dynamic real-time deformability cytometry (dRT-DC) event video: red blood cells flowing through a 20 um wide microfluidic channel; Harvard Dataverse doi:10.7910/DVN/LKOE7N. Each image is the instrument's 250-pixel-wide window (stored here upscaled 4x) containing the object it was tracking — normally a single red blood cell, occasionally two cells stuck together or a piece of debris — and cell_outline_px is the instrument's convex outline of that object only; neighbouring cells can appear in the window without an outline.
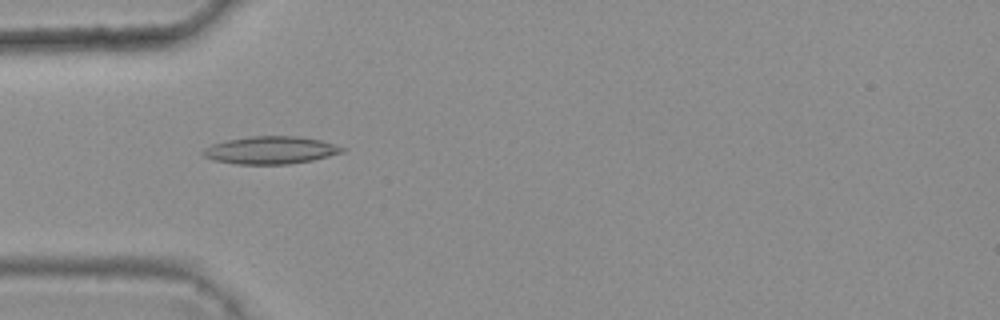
{"species": "common noctule bat (a hibernating species)", "species_latin": "Nyctalus noctula", "temperature_condition": "warm", "stored_images_in_passage": 5, "camera_frame_rate_fps": 3000, "um_per_image_px": 0.085, "animal": {"sex": "female", "body_mass_g": 25.1}, "frame": {"image": 1, "passage_image": 4, "time_ms": 1.0, "image_size_px": [1000, 320], "cell_outline_px": [[344, 152], [312, 160], [288, 164], [236, 164], [216, 160], [204, 156], [200, 152], [204, 148], [212, 144], [228, 140], [252, 136], [300, 136], [320, 140], [344, 148]], "centroid_in_image_um": [22.98, 12.76], "position_along_channel_um": 62.0, "area_um2": 22.14}}
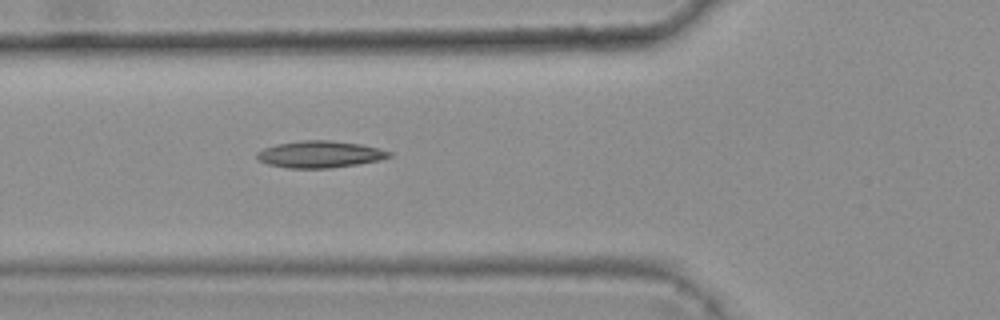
{"frame": {"image": 2, "passage_image": 5, "time_ms": 1.333, "image_size_px": [1000, 320], "cell_outline_px": [[392, 156], [380, 160], [360, 164], [328, 168], [288, 168], [268, 164], [260, 160], [256, 156], [256, 152], [264, 148], [276, 144], [300, 140], [332, 140], [360, 144], [392, 152]], "centroid_in_image_um": [27.19, 13.11], "position_along_channel_um": 98.6, "area_um2": 20.69}}